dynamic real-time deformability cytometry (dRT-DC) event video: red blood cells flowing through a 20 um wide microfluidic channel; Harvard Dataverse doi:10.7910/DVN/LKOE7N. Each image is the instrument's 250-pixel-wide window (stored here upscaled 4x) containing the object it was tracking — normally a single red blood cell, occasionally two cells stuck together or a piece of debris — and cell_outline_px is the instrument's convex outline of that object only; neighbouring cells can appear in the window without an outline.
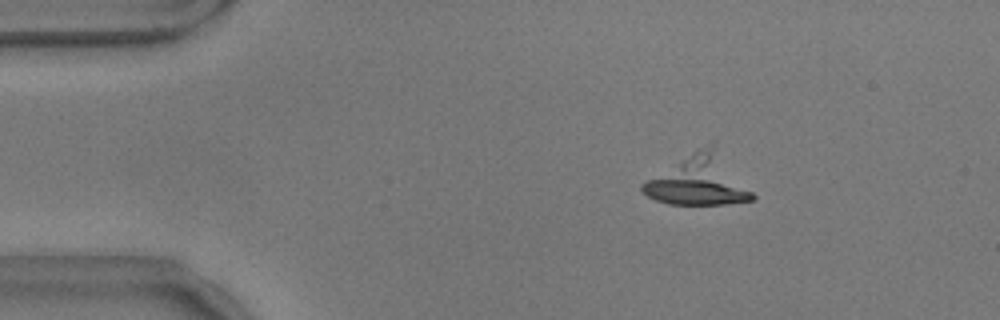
{"species": "common noctule bat (a hibernating species)", "species_latin": "Nyctalus noctula", "temperature_condition": "warm", "stored_images_in_passage": 56, "camera_frame_rate_fps": 3000, "um_per_image_px": 0.085, "animal": {"sex": "male", "body_mass_g": 17.9}, "frame": {"image": 1, "passage_image": 8, "time_ms": 2.333, "image_size_px": [1000, 320], "cell_outline_px": [[756, 196], [752, 200], [724, 204], [668, 204], [656, 200], [648, 196], [640, 188], [640, 184], [712, 140], [716, 140]], "centroid_in_image_um": [59.49, 15.29], "position_along_channel_um": 25.5, "area_um2": 32.31}}
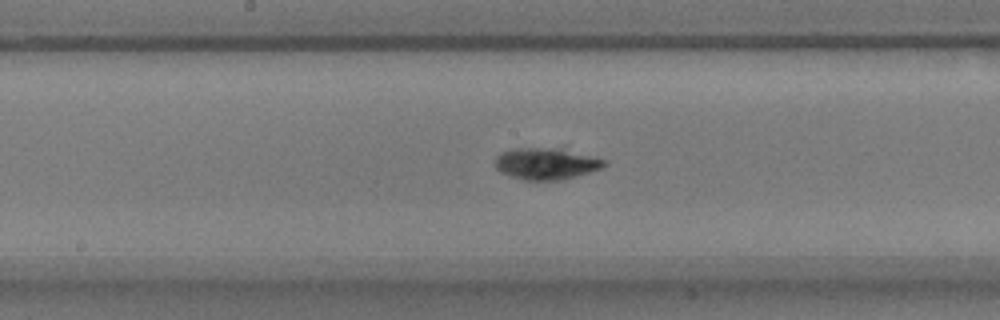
{"frame": {"image": 2, "passage_image": 28, "time_ms": 9.0, "image_size_px": [1000, 320], "cell_outline_px": [[608, 164], [600, 168], [588, 172], [560, 180], [524, 180], [500, 172], [496, 168], [496, 156], [500, 152], [512, 148], [560, 148], [608, 160]], "centroid_in_image_um": [46.41, 13.9], "position_along_channel_um": 201.8, "area_um2": 20.0}}
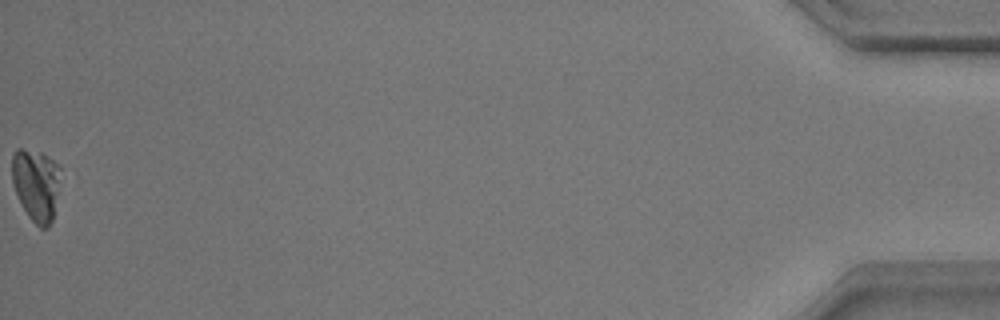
{"frame": {"image": 3, "passage_image": 56, "time_ms": 18.333, "image_size_px": [1000, 320], "cell_outline_px": [[60, 168], [52, 220], [48, 228], [40, 228], [28, 216], [12, 184], [12, 152], [16, 148], [20, 148], [40, 152], [48, 156]], "centroid_in_image_um": [3.03, 15.66], "position_along_channel_um": 432.2, "area_um2": 20.0}, "authors_computed_cell_mechanics": {"area_um2": 21.2704, "velocity_mm_per_s": 3.5471, "shape_relaxation_time_tau1_ms": 1.9085, "shape_relaxation_time_tau2_ms": null, "deformation_change_tau1": 0.1391, "deformation_change_tau2": null}}